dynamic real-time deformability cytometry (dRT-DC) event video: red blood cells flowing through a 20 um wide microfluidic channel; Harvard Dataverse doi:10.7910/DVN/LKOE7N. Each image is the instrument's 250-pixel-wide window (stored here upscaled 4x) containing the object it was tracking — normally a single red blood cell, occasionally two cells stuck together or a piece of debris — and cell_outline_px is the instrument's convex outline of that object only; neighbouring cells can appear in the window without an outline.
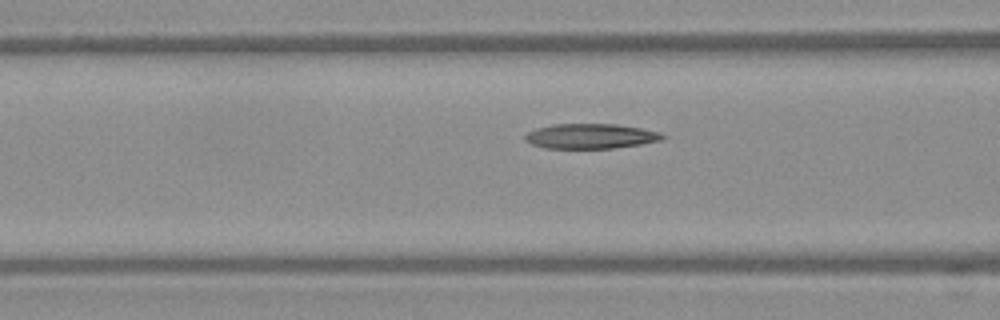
{"species": "Egyptian fruit bat (a non-hibernating species)", "species_latin": "Rousettus aegyptiacus", "temperature_condition": "warm", "stored_images_in_passage": 14, "camera_frame_rate_fps": 3000, "um_per_image_px": 0.085, "frame": {"image": 1, "passage_image": 12, "time_ms": 3.667, "image_size_px": [1000, 320], "cell_outline_px": [[668, 136], [660, 140], [640, 144], [612, 148], [544, 148], [532, 144], [524, 140], [524, 136], [528, 132], [536, 128], [552, 124], [616, 124], [640, 128], [660, 132]], "centroid_in_image_um": [50.18, 11.57], "position_along_channel_um": 116.4, "area_um2": 19.94}}